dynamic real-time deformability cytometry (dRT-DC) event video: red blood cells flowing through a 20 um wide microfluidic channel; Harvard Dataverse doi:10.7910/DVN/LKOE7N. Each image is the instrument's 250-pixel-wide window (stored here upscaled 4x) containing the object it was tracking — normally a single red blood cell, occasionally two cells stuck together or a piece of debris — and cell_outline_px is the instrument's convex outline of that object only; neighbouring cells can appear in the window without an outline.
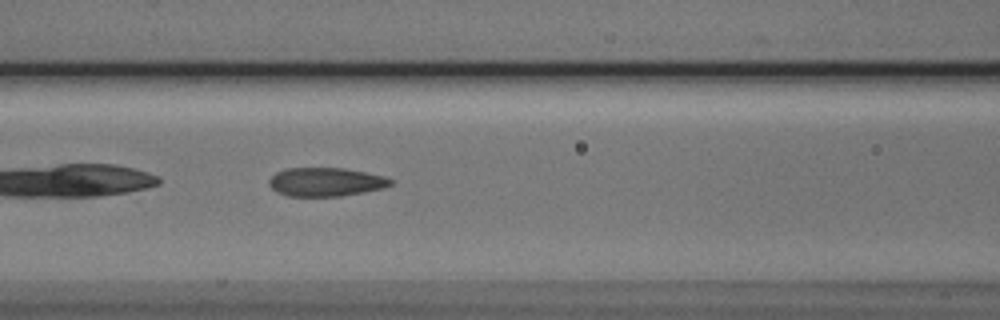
{"species": "Egyptian fruit bat (a non-hibernating species)", "species_latin": "Rousettus aegyptiacus", "temperature_condition": "cold", "stored_images_in_passage": 5, "segment_of_instrument_passage": [1, 2], "camera_frame_rate_fps": 3000, "um_per_image_px": 0.085, "animal": {"sex": "male"}, "frame": {"image": 1, "passage_image": 4, "time_ms": 3.667, "image_size_px": [1000, 320], "cell_outline_px": [[396, 180], [392, 184], [384, 188], [364, 192], [340, 196], [288, 196], [276, 192], [268, 184], [268, 180], [276, 172], [284, 168], [344, 168], [384, 176]], "centroid_in_image_um": [27.69, 15.46], "position_along_channel_um": 138.9, "area_um2": 20.46}}